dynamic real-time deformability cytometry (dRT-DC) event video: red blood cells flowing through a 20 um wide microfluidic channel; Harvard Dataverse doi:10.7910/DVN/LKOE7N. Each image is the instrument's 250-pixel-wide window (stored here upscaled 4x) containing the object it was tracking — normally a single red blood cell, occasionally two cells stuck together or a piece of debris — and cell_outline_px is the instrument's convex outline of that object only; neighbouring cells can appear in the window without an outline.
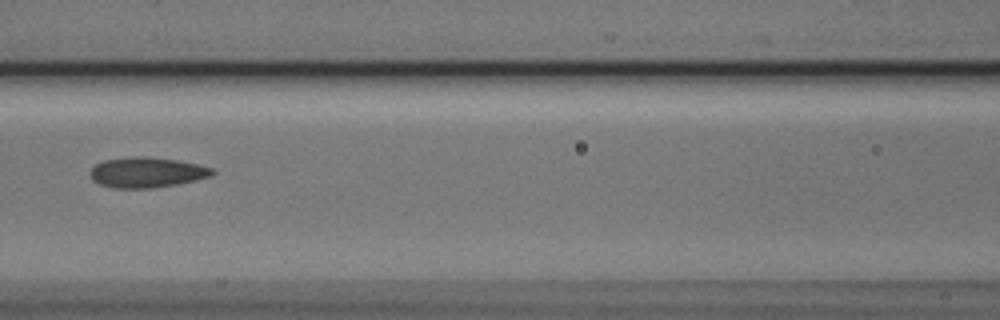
{"species": "Egyptian fruit bat (a non-hibernating species)", "species_latin": "Rousettus aegyptiacus", "temperature_condition": "cold", "stored_images_in_passage": 3, "camera_frame_rate_fps": 3000, "um_per_image_px": 0.085, "animal": {"sex": "male"}, "frame": {"image": 1, "passage_image": 3, "time_ms": 0.667, "image_size_px": [1000, 320], "cell_outline_px": [[216, 172], [212, 176], [196, 180], [176, 184], [152, 188], [112, 188], [100, 184], [92, 180], [92, 168], [96, 164], [104, 160], [132, 156], [148, 156], [176, 160], [196, 164], [212, 168]], "centroid_in_image_um": [12.49, 14.65], "position_along_channel_um": 154.1, "area_um2": 21.5}}